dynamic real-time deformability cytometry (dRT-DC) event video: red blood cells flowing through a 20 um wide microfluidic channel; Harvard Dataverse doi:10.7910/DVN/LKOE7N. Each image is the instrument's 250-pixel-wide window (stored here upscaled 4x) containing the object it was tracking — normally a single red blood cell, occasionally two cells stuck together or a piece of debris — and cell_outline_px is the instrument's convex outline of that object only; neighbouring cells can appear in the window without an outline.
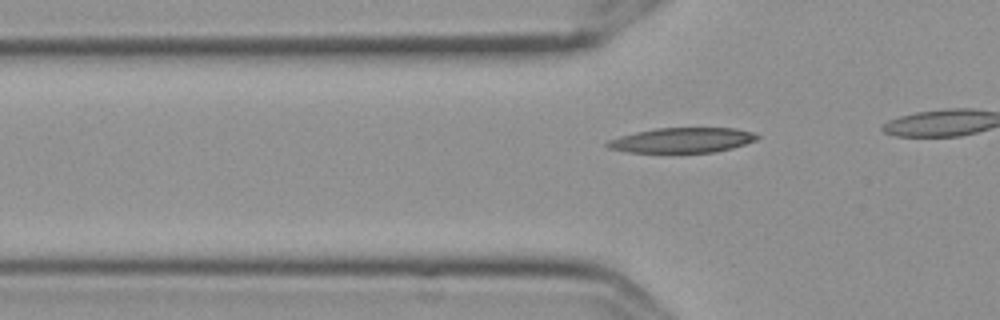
{"species": "Egyptian fruit bat (a non-hibernating species)", "species_latin": "Rousettus aegyptiacus", "temperature_condition": "cold", "stored_images_in_passage": 22, "camera_frame_rate_fps": 3000, "um_per_image_px": 0.085, "frame": {"image": 1, "passage_image": 16, "time_ms": 5.0, "image_size_px": [1000, 320], "cell_outline_px": [[760, 136], [756, 140], [732, 148], [716, 152], [628, 152], [608, 148], [604, 144], [608, 140], [620, 136], [636, 132], [656, 128], [736, 128], [756, 132]], "centroid_in_image_um": [58.01, 11.91], "position_along_channel_um": 67.8, "area_um2": 21.85}}